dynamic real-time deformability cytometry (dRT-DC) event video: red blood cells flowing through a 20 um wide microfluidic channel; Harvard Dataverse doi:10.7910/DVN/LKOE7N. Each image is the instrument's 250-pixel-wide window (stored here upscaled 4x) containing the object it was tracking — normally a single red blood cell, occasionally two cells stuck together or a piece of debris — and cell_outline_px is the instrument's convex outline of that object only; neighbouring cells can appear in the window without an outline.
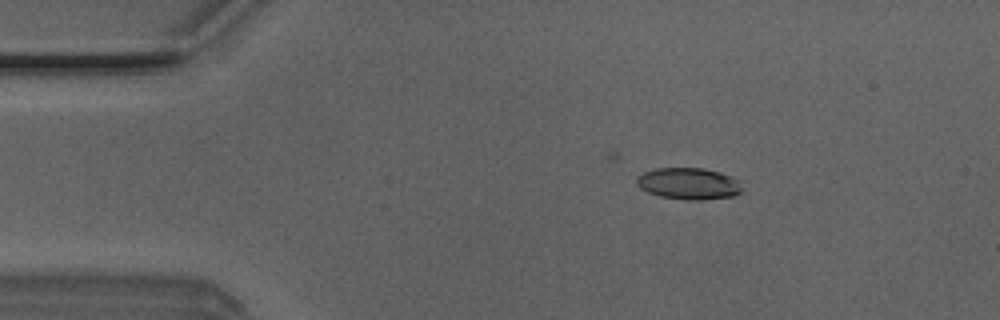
{"species": "Egyptian fruit bat (a non-hibernating species)", "species_latin": "Rousettus aegyptiacus", "temperature_condition": "room temperature", "stored_images_in_passage": 49, "camera_frame_rate_fps": 3000, "um_per_image_px": 0.085, "animal": {"sex": "male"}, "frame": {"image": 1, "passage_image": 7, "time_ms": 2.0, "image_size_px": [1000, 320], "cell_outline_px": [[740, 192], [732, 196], [700, 200], [688, 200], [660, 196], [648, 192], [640, 188], [636, 184], [636, 176], [644, 172], [656, 168], [704, 168], [720, 172], [732, 176], [740, 180]], "centroid_in_image_um": [58.52, 15.59], "position_along_channel_um": 26.5, "area_um2": 19.48}}
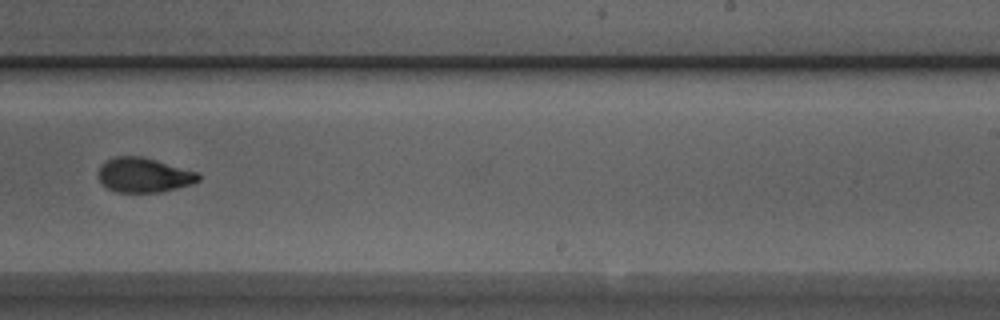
{"frame": {"image": 2, "passage_image": 30, "time_ms": 9.667, "image_size_px": [1000, 320], "cell_outline_px": [[200, 180], [192, 184], [160, 192], [116, 192], [108, 188], [100, 180], [100, 168], [112, 156], [140, 156], [156, 160], [200, 172]], "centroid_in_image_um": [12.29, 14.88], "position_along_channel_um": 276.7, "area_um2": 20.0}}
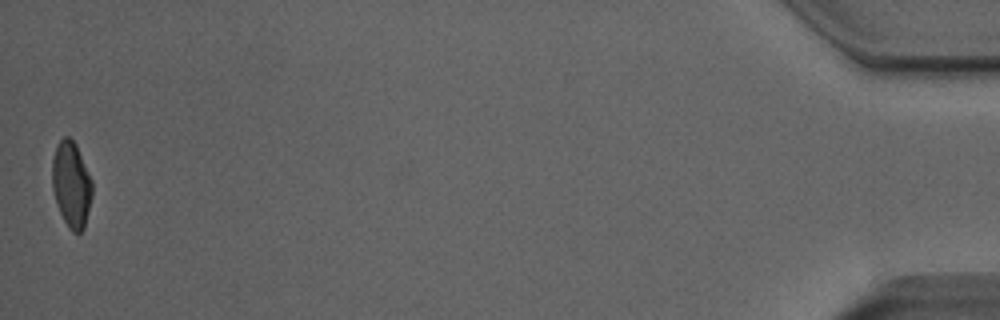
{"frame": {"image": 3, "passage_image": 49, "time_ms": 16.0, "image_size_px": [1000, 320], "cell_outline_px": [[92, 196], [84, 228], [80, 232], [72, 232], [68, 228], [56, 204], [52, 188], [52, 160], [56, 144], [64, 136], [68, 136], [76, 144], [92, 180]], "centroid_in_image_um": [6.05, 15.67], "position_along_channel_um": 429.1, "area_um2": 20.11}, "authors_computed_cell_mechanics": {"area_um2": 20.6346, "velocity_mm_per_s": 4.0257, "shape_relaxation_time_tau1_ms": 4.4555, "shape_relaxation_time_tau2_ms": 1.5737, "deformation_change_tau1": 0.1846, "deformation_change_tau2": 0.0638}}